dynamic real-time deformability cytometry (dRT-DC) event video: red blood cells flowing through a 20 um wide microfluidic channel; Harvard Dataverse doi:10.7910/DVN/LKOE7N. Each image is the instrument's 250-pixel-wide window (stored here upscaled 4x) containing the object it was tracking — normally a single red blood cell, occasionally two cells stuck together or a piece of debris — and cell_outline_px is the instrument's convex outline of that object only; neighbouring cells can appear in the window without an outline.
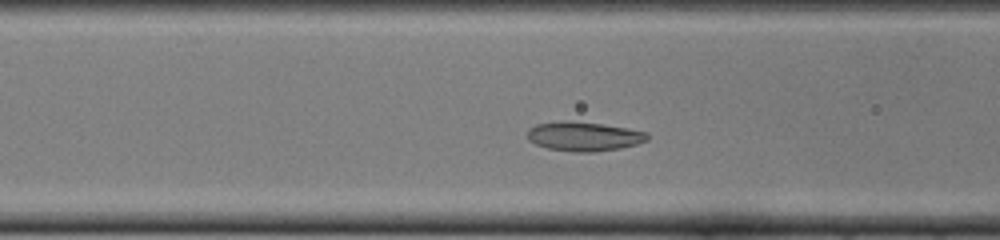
{"species": "common noctule bat (a hibernating species)", "species_latin": "Nyctalus noctula", "temperature_condition": "cold", "stored_images_in_passage": 42, "camera_frame_rate_fps": 3000, "um_per_image_px": 0.085, "animal": {"sex": "female", "body_mass_g": 22.0, "forearm_length_mm": 56.7}, "frame": {"image": 1, "passage_image": 11, "time_ms": 3.333, "image_size_px": [1000, 240], "cell_outline_px": [[648, 140], [636, 144], [620, 148], [592, 152], [572, 152], [548, 148], [536, 144], [528, 140], [528, 128], [536, 124], [604, 124], [628, 128], [648, 132]], "centroid_in_image_um": [49.69, 11.64], "position_along_channel_um": 116.9, "area_um2": 19.54}}
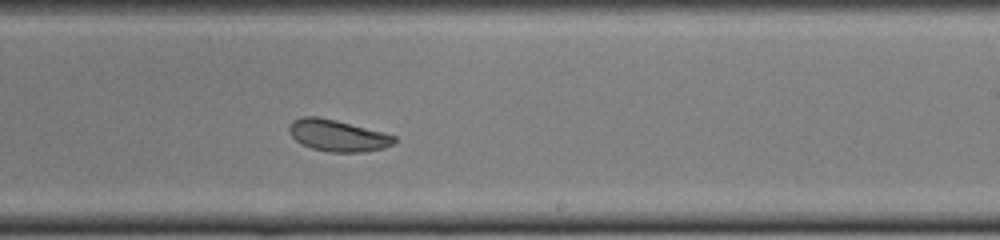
{"frame": {"image": 2, "passage_image": 22, "time_ms": 7.0, "image_size_px": [1000, 240], "cell_outline_px": [[396, 140], [392, 144], [384, 148], [364, 152], [328, 152], [312, 148], [300, 144], [288, 132], [288, 124], [292, 120], [304, 116], [316, 116], [336, 120], [396, 136]], "centroid_in_image_um": [28.65, 11.52], "position_along_channel_um": 260.4, "area_um2": 19.36}}
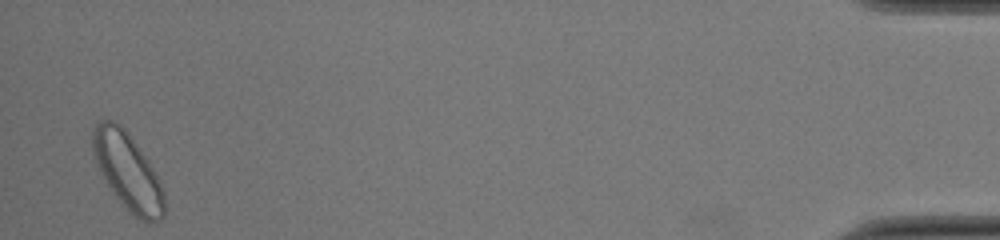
{"frame": {"image": 3, "passage_image": 41, "time_ms": 13.333, "image_size_px": [1000, 240], "cell_outline_px": [[164, 216], [160, 220], [140, 220], [112, 192], [104, 180], [92, 156], [92, 128], [100, 120], [112, 120], [120, 124], [124, 128], [148, 160], [164, 192]], "centroid_in_image_um": [10.81, 14.52], "position_along_channel_um": 424.4, "area_um2": 31.5}, "authors_computed_cell_mechanics": {"area_um2": 20.5479, "velocity_mm_per_s": 3.9268, "shape_relaxation_time_tau1_ms": 2.746, "shape_relaxation_time_tau2_ms": 1.1739, "deformation_change_tau1": 0.1044, "deformation_change_tau2": 0.0559}}